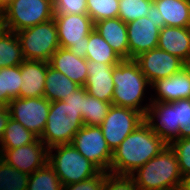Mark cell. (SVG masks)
<instances>
[{
    "label": "cell",
    "instance_id": "obj_3",
    "mask_svg": "<svg viewBox=\"0 0 190 190\" xmlns=\"http://www.w3.org/2000/svg\"><path fill=\"white\" fill-rule=\"evenodd\" d=\"M48 147L38 138L18 148H0V190H10L22 178L48 163Z\"/></svg>",
    "mask_w": 190,
    "mask_h": 190
},
{
    "label": "cell",
    "instance_id": "obj_26",
    "mask_svg": "<svg viewBox=\"0 0 190 190\" xmlns=\"http://www.w3.org/2000/svg\"><path fill=\"white\" fill-rule=\"evenodd\" d=\"M39 137L27 130L13 118L9 119L5 128L1 148H18L35 142Z\"/></svg>",
    "mask_w": 190,
    "mask_h": 190
},
{
    "label": "cell",
    "instance_id": "obj_8",
    "mask_svg": "<svg viewBox=\"0 0 190 190\" xmlns=\"http://www.w3.org/2000/svg\"><path fill=\"white\" fill-rule=\"evenodd\" d=\"M15 33L25 60L49 62L52 55L60 48L54 18Z\"/></svg>",
    "mask_w": 190,
    "mask_h": 190
},
{
    "label": "cell",
    "instance_id": "obj_4",
    "mask_svg": "<svg viewBox=\"0 0 190 190\" xmlns=\"http://www.w3.org/2000/svg\"><path fill=\"white\" fill-rule=\"evenodd\" d=\"M130 176L138 190H179L184 180L177 156L170 145H166L157 156L137 168Z\"/></svg>",
    "mask_w": 190,
    "mask_h": 190
},
{
    "label": "cell",
    "instance_id": "obj_23",
    "mask_svg": "<svg viewBox=\"0 0 190 190\" xmlns=\"http://www.w3.org/2000/svg\"><path fill=\"white\" fill-rule=\"evenodd\" d=\"M79 87L63 73L48 65L43 95L48 101L64 100L68 94L70 95Z\"/></svg>",
    "mask_w": 190,
    "mask_h": 190
},
{
    "label": "cell",
    "instance_id": "obj_19",
    "mask_svg": "<svg viewBox=\"0 0 190 190\" xmlns=\"http://www.w3.org/2000/svg\"><path fill=\"white\" fill-rule=\"evenodd\" d=\"M49 65L84 87L88 77L87 59L79 58L69 49L60 47L50 58Z\"/></svg>",
    "mask_w": 190,
    "mask_h": 190
},
{
    "label": "cell",
    "instance_id": "obj_14",
    "mask_svg": "<svg viewBox=\"0 0 190 190\" xmlns=\"http://www.w3.org/2000/svg\"><path fill=\"white\" fill-rule=\"evenodd\" d=\"M159 23L152 18L141 17L127 23L129 59L158 47Z\"/></svg>",
    "mask_w": 190,
    "mask_h": 190
},
{
    "label": "cell",
    "instance_id": "obj_31",
    "mask_svg": "<svg viewBox=\"0 0 190 190\" xmlns=\"http://www.w3.org/2000/svg\"><path fill=\"white\" fill-rule=\"evenodd\" d=\"M170 147L175 151L183 179L190 178V137L179 138Z\"/></svg>",
    "mask_w": 190,
    "mask_h": 190
},
{
    "label": "cell",
    "instance_id": "obj_22",
    "mask_svg": "<svg viewBox=\"0 0 190 190\" xmlns=\"http://www.w3.org/2000/svg\"><path fill=\"white\" fill-rule=\"evenodd\" d=\"M165 26L190 27V0H153Z\"/></svg>",
    "mask_w": 190,
    "mask_h": 190
},
{
    "label": "cell",
    "instance_id": "obj_27",
    "mask_svg": "<svg viewBox=\"0 0 190 190\" xmlns=\"http://www.w3.org/2000/svg\"><path fill=\"white\" fill-rule=\"evenodd\" d=\"M111 105L112 102H104L89 95L84 87V105L81 110L84 125L100 126Z\"/></svg>",
    "mask_w": 190,
    "mask_h": 190
},
{
    "label": "cell",
    "instance_id": "obj_9",
    "mask_svg": "<svg viewBox=\"0 0 190 190\" xmlns=\"http://www.w3.org/2000/svg\"><path fill=\"white\" fill-rule=\"evenodd\" d=\"M54 20L60 47L86 59L88 35L94 29L93 20L88 14H54Z\"/></svg>",
    "mask_w": 190,
    "mask_h": 190
},
{
    "label": "cell",
    "instance_id": "obj_40",
    "mask_svg": "<svg viewBox=\"0 0 190 190\" xmlns=\"http://www.w3.org/2000/svg\"><path fill=\"white\" fill-rule=\"evenodd\" d=\"M8 0H0V15L4 9V6H5V3L7 2Z\"/></svg>",
    "mask_w": 190,
    "mask_h": 190
},
{
    "label": "cell",
    "instance_id": "obj_18",
    "mask_svg": "<svg viewBox=\"0 0 190 190\" xmlns=\"http://www.w3.org/2000/svg\"><path fill=\"white\" fill-rule=\"evenodd\" d=\"M49 62L24 60L21 64L20 98L43 97Z\"/></svg>",
    "mask_w": 190,
    "mask_h": 190
},
{
    "label": "cell",
    "instance_id": "obj_41",
    "mask_svg": "<svg viewBox=\"0 0 190 190\" xmlns=\"http://www.w3.org/2000/svg\"><path fill=\"white\" fill-rule=\"evenodd\" d=\"M3 29V24L1 22V17H0V31Z\"/></svg>",
    "mask_w": 190,
    "mask_h": 190
},
{
    "label": "cell",
    "instance_id": "obj_15",
    "mask_svg": "<svg viewBox=\"0 0 190 190\" xmlns=\"http://www.w3.org/2000/svg\"><path fill=\"white\" fill-rule=\"evenodd\" d=\"M144 116L145 121L151 129L170 145L179 139L180 125H176L175 101L173 102H151ZM157 118V123L155 119ZM159 122V123H158Z\"/></svg>",
    "mask_w": 190,
    "mask_h": 190
},
{
    "label": "cell",
    "instance_id": "obj_30",
    "mask_svg": "<svg viewBox=\"0 0 190 190\" xmlns=\"http://www.w3.org/2000/svg\"><path fill=\"white\" fill-rule=\"evenodd\" d=\"M2 72L3 90L11 100L20 98V88L22 85L21 65L10 66L0 69Z\"/></svg>",
    "mask_w": 190,
    "mask_h": 190
},
{
    "label": "cell",
    "instance_id": "obj_37",
    "mask_svg": "<svg viewBox=\"0 0 190 190\" xmlns=\"http://www.w3.org/2000/svg\"><path fill=\"white\" fill-rule=\"evenodd\" d=\"M148 13L149 14L147 15V18H152L154 21L159 23V29L161 30L165 26L164 18L162 17L161 13L154 3L150 6Z\"/></svg>",
    "mask_w": 190,
    "mask_h": 190
},
{
    "label": "cell",
    "instance_id": "obj_7",
    "mask_svg": "<svg viewBox=\"0 0 190 190\" xmlns=\"http://www.w3.org/2000/svg\"><path fill=\"white\" fill-rule=\"evenodd\" d=\"M0 17L3 29L18 32L54 18L53 0H8Z\"/></svg>",
    "mask_w": 190,
    "mask_h": 190
},
{
    "label": "cell",
    "instance_id": "obj_1",
    "mask_svg": "<svg viewBox=\"0 0 190 190\" xmlns=\"http://www.w3.org/2000/svg\"><path fill=\"white\" fill-rule=\"evenodd\" d=\"M166 145L144 121L113 151L110 173L130 176L137 168L157 156Z\"/></svg>",
    "mask_w": 190,
    "mask_h": 190
},
{
    "label": "cell",
    "instance_id": "obj_42",
    "mask_svg": "<svg viewBox=\"0 0 190 190\" xmlns=\"http://www.w3.org/2000/svg\"><path fill=\"white\" fill-rule=\"evenodd\" d=\"M4 107H5V105L0 102V111H1Z\"/></svg>",
    "mask_w": 190,
    "mask_h": 190
},
{
    "label": "cell",
    "instance_id": "obj_6",
    "mask_svg": "<svg viewBox=\"0 0 190 190\" xmlns=\"http://www.w3.org/2000/svg\"><path fill=\"white\" fill-rule=\"evenodd\" d=\"M53 150H56V154H52ZM48 164L54 169V172L63 185L88 180L101 172L72 143L56 145L49 148Z\"/></svg>",
    "mask_w": 190,
    "mask_h": 190
},
{
    "label": "cell",
    "instance_id": "obj_5",
    "mask_svg": "<svg viewBox=\"0 0 190 190\" xmlns=\"http://www.w3.org/2000/svg\"><path fill=\"white\" fill-rule=\"evenodd\" d=\"M114 93L112 104L141 112L144 116L150 104L141 105L146 86H150L134 59H122L113 67Z\"/></svg>",
    "mask_w": 190,
    "mask_h": 190
},
{
    "label": "cell",
    "instance_id": "obj_25",
    "mask_svg": "<svg viewBox=\"0 0 190 190\" xmlns=\"http://www.w3.org/2000/svg\"><path fill=\"white\" fill-rule=\"evenodd\" d=\"M24 60L16 33L2 29L0 31V69L21 65Z\"/></svg>",
    "mask_w": 190,
    "mask_h": 190
},
{
    "label": "cell",
    "instance_id": "obj_28",
    "mask_svg": "<svg viewBox=\"0 0 190 190\" xmlns=\"http://www.w3.org/2000/svg\"><path fill=\"white\" fill-rule=\"evenodd\" d=\"M152 4L153 0H119L118 18L127 24L143 16L147 17Z\"/></svg>",
    "mask_w": 190,
    "mask_h": 190
},
{
    "label": "cell",
    "instance_id": "obj_34",
    "mask_svg": "<svg viewBox=\"0 0 190 190\" xmlns=\"http://www.w3.org/2000/svg\"><path fill=\"white\" fill-rule=\"evenodd\" d=\"M102 190H138L131 176L107 173Z\"/></svg>",
    "mask_w": 190,
    "mask_h": 190
},
{
    "label": "cell",
    "instance_id": "obj_35",
    "mask_svg": "<svg viewBox=\"0 0 190 190\" xmlns=\"http://www.w3.org/2000/svg\"><path fill=\"white\" fill-rule=\"evenodd\" d=\"M107 172L101 171L96 176L77 183L63 185L62 190H102Z\"/></svg>",
    "mask_w": 190,
    "mask_h": 190
},
{
    "label": "cell",
    "instance_id": "obj_38",
    "mask_svg": "<svg viewBox=\"0 0 190 190\" xmlns=\"http://www.w3.org/2000/svg\"><path fill=\"white\" fill-rule=\"evenodd\" d=\"M0 102L7 106L10 102V99L6 96L3 90V82H2V72L0 70Z\"/></svg>",
    "mask_w": 190,
    "mask_h": 190
},
{
    "label": "cell",
    "instance_id": "obj_33",
    "mask_svg": "<svg viewBox=\"0 0 190 190\" xmlns=\"http://www.w3.org/2000/svg\"><path fill=\"white\" fill-rule=\"evenodd\" d=\"M54 14H87V0H53Z\"/></svg>",
    "mask_w": 190,
    "mask_h": 190
},
{
    "label": "cell",
    "instance_id": "obj_12",
    "mask_svg": "<svg viewBox=\"0 0 190 190\" xmlns=\"http://www.w3.org/2000/svg\"><path fill=\"white\" fill-rule=\"evenodd\" d=\"M11 118L22 124L39 138L43 134L50 110V101L45 97L14 98L7 105Z\"/></svg>",
    "mask_w": 190,
    "mask_h": 190
},
{
    "label": "cell",
    "instance_id": "obj_10",
    "mask_svg": "<svg viewBox=\"0 0 190 190\" xmlns=\"http://www.w3.org/2000/svg\"><path fill=\"white\" fill-rule=\"evenodd\" d=\"M144 121L141 112L112 104L100 125L110 150L113 152Z\"/></svg>",
    "mask_w": 190,
    "mask_h": 190
},
{
    "label": "cell",
    "instance_id": "obj_21",
    "mask_svg": "<svg viewBox=\"0 0 190 190\" xmlns=\"http://www.w3.org/2000/svg\"><path fill=\"white\" fill-rule=\"evenodd\" d=\"M158 48L187 64L190 59V27L164 26L159 32Z\"/></svg>",
    "mask_w": 190,
    "mask_h": 190
},
{
    "label": "cell",
    "instance_id": "obj_20",
    "mask_svg": "<svg viewBox=\"0 0 190 190\" xmlns=\"http://www.w3.org/2000/svg\"><path fill=\"white\" fill-rule=\"evenodd\" d=\"M94 29L122 59H129L126 23L118 17L109 18L94 23Z\"/></svg>",
    "mask_w": 190,
    "mask_h": 190
},
{
    "label": "cell",
    "instance_id": "obj_17",
    "mask_svg": "<svg viewBox=\"0 0 190 190\" xmlns=\"http://www.w3.org/2000/svg\"><path fill=\"white\" fill-rule=\"evenodd\" d=\"M158 97L150 98L151 102H173L190 98V66L184 67L180 72L151 85ZM154 99V100H153Z\"/></svg>",
    "mask_w": 190,
    "mask_h": 190
},
{
    "label": "cell",
    "instance_id": "obj_39",
    "mask_svg": "<svg viewBox=\"0 0 190 190\" xmlns=\"http://www.w3.org/2000/svg\"><path fill=\"white\" fill-rule=\"evenodd\" d=\"M179 190H190V178H185L181 182Z\"/></svg>",
    "mask_w": 190,
    "mask_h": 190
},
{
    "label": "cell",
    "instance_id": "obj_32",
    "mask_svg": "<svg viewBox=\"0 0 190 190\" xmlns=\"http://www.w3.org/2000/svg\"><path fill=\"white\" fill-rule=\"evenodd\" d=\"M176 125H180L179 138L190 137V98L175 101Z\"/></svg>",
    "mask_w": 190,
    "mask_h": 190
},
{
    "label": "cell",
    "instance_id": "obj_11",
    "mask_svg": "<svg viewBox=\"0 0 190 190\" xmlns=\"http://www.w3.org/2000/svg\"><path fill=\"white\" fill-rule=\"evenodd\" d=\"M72 145L101 171L110 173L113 152L108 147L100 126L84 125L76 132Z\"/></svg>",
    "mask_w": 190,
    "mask_h": 190
},
{
    "label": "cell",
    "instance_id": "obj_24",
    "mask_svg": "<svg viewBox=\"0 0 190 190\" xmlns=\"http://www.w3.org/2000/svg\"><path fill=\"white\" fill-rule=\"evenodd\" d=\"M86 59L109 65H117L122 60L95 29L88 35Z\"/></svg>",
    "mask_w": 190,
    "mask_h": 190
},
{
    "label": "cell",
    "instance_id": "obj_29",
    "mask_svg": "<svg viewBox=\"0 0 190 190\" xmlns=\"http://www.w3.org/2000/svg\"><path fill=\"white\" fill-rule=\"evenodd\" d=\"M119 0H87V14L94 23L118 17Z\"/></svg>",
    "mask_w": 190,
    "mask_h": 190
},
{
    "label": "cell",
    "instance_id": "obj_13",
    "mask_svg": "<svg viewBox=\"0 0 190 190\" xmlns=\"http://www.w3.org/2000/svg\"><path fill=\"white\" fill-rule=\"evenodd\" d=\"M134 60L138 63L150 86L160 79L180 72L187 66L179 57L158 47L140 54Z\"/></svg>",
    "mask_w": 190,
    "mask_h": 190
},
{
    "label": "cell",
    "instance_id": "obj_36",
    "mask_svg": "<svg viewBox=\"0 0 190 190\" xmlns=\"http://www.w3.org/2000/svg\"><path fill=\"white\" fill-rule=\"evenodd\" d=\"M10 118H11V115H10L9 109L7 108V106H5L0 111V143L3 139L4 131H5V128L7 127V124Z\"/></svg>",
    "mask_w": 190,
    "mask_h": 190
},
{
    "label": "cell",
    "instance_id": "obj_2",
    "mask_svg": "<svg viewBox=\"0 0 190 190\" xmlns=\"http://www.w3.org/2000/svg\"><path fill=\"white\" fill-rule=\"evenodd\" d=\"M84 105V87L80 86L64 100L51 101L45 129L40 139L51 148L71 144L78 130L83 126L81 110Z\"/></svg>",
    "mask_w": 190,
    "mask_h": 190
},
{
    "label": "cell",
    "instance_id": "obj_16",
    "mask_svg": "<svg viewBox=\"0 0 190 190\" xmlns=\"http://www.w3.org/2000/svg\"><path fill=\"white\" fill-rule=\"evenodd\" d=\"M88 77L84 84L87 93L104 102H112L114 93L113 67L109 65L87 60Z\"/></svg>",
    "mask_w": 190,
    "mask_h": 190
}]
</instances>
